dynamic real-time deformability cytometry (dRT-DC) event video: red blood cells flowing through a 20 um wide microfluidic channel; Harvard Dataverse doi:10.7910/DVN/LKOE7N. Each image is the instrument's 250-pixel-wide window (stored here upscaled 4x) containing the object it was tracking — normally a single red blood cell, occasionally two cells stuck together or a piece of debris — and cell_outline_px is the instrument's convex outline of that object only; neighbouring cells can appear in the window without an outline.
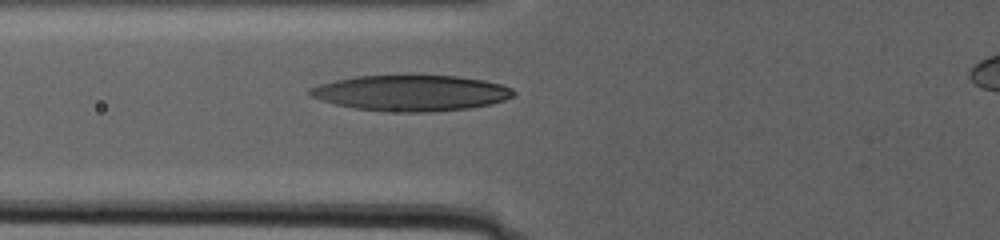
{"species": "human", "species_latin": "Homo sapiens", "temperature_condition": "warm", "stored_images_in_passage": 40, "camera_frame_rate_fps": 3000, "um_per_image_px": 0.085, "donor": {"sex": "male"}, "frame": {"image": 1, "passage_image": 7, "time_ms": 2.0, "image_size_px": [1000, 240], "cell_outline_px": [[504, 96], [496, 100], [480, 104], [448, 108], [384, 108], [380, 76], [440, 76], [468, 80], [492, 84], [504, 88]], "centroid_in_image_um": [37.05, 7.84], "position_along_channel_um": 88.7, "area_um2": 24.16}}
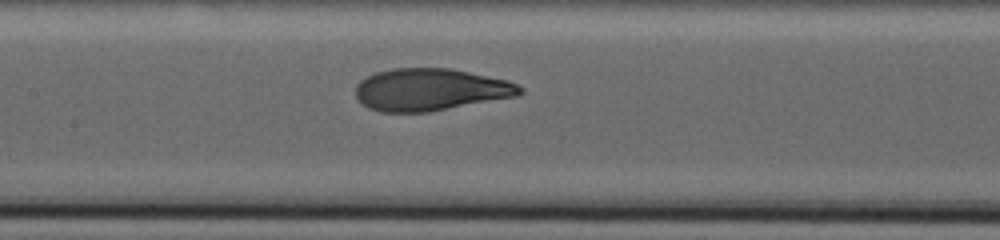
{"frame": {"image": 2, "passage_image": 18, "time_ms": 5.667, "image_size_px": [1000, 240], "cell_outline_px": [[516, 92], [500, 96], [436, 108], [384, 108], [392, 72], [456, 72], [496, 80], [512, 84], [516, 88]], "centroid_in_image_um": [37.49, 7.61], "position_along_channel_um": 169.9, "area_um2": 26.18}}
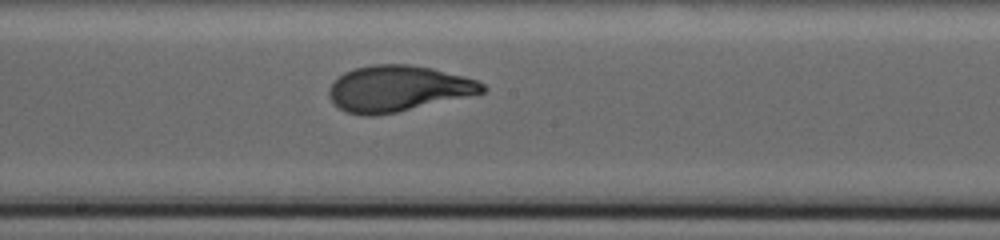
{"frame": {"image": 3, "passage_image": 24, "time_ms": 7.667, "image_size_px": [1000, 240], "cell_outline_px": [[480, 88], [476, 92], [400, 108], [380, 112], [360, 112], [348, 108], [344, 104], [420, 72], [432, 72], [468, 80], [476, 84]], "centroid_in_image_um": [35.13, 7.86], "position_along_channel_um": 213.1, "area_um2": 20.63}}